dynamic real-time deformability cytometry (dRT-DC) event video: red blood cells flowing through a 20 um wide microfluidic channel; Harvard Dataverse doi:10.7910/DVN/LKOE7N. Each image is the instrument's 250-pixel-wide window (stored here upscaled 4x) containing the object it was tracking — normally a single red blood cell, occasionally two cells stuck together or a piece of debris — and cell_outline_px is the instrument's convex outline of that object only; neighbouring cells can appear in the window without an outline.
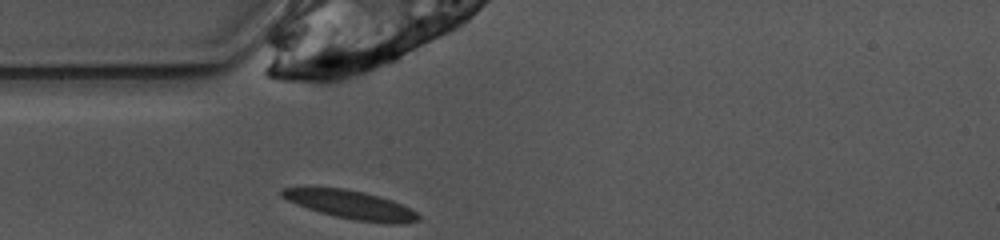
{"species": "common noctule bat (a hibernating species)", "species_latin": "Nyctalus noctula", "temperature_condition": "warm", "stored_images_in_passage": 26, "camera_frame_rate_fps": 3000, "um_per_image_px": 0.085, "animal": {"sex": "female", "body_mass_g": 10.0, "forearm_length_mm": 53.1}, "frame": {"image": 1, "passage_image": 1, "time_ms": 0.0, "image_size_px": [1000, 240], "cell_outline_px": [[420, 220], [408, 224], [384, 224], [356, 220], [336, 216], [320, 212], [308, 208], [288, 200], [280, 196], [280, 188], [308, 184], [344, 188], [364, 192], [380, 196], [392, 200], [416, 212], [420, 216]], "centroid_in_image_um": [29.75, 17.36], "position_along_channel_um": 55.3, "area_um2": 23.41}}
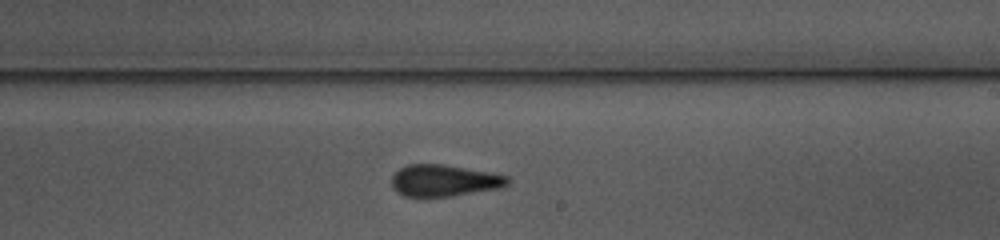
{"frame": {"image": 2, "passage_image": 16, "time_ms": 5.0, "image_size_px": [1000, 240], "cell_outline_px": [[512, 180], [504, 188], [452, 196], [404, 196], [396, 192], [392, 188], [392, 176], [400, 168], [408, 164], [440, 164], [508, 176]], "centroid_in_image_um": [37.76, 15.36], "position_along_channel_um": 251.2, "area_um2": 21.33}}
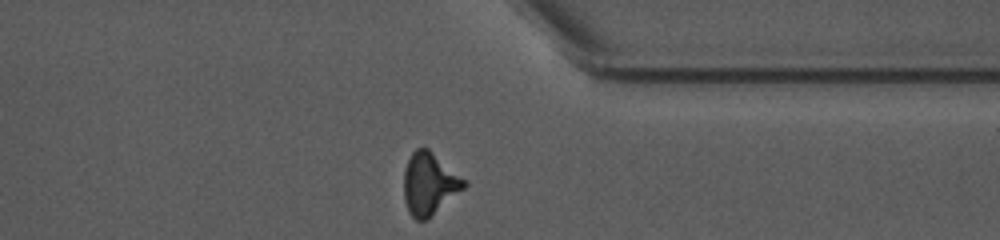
{"frame": {"image": 3, "passage_image": 26, "time_ms": 8.333, "image_size_px": [1000, 240], "cell_outline_px": [[468, 184], [464, 188], [424, 220], [416, 220], [408, 212], [404, 200], [404, 168], [412, 152], [416, 148], [428, 148], [464, 180]], "centroid_in_image_um": [36.44, 15.6], "position_along_channel_um": 375.0, "area_um2": 21.15}, "authors_computed_cell_mechanics": {"area_um2": 22.1663, "velocity_mm_per_s": 3.9215, "shape_relaxation_time_tau1_ms": 6.6789, "shape_relaxation_time_tau2_ms": 2.4983, "deformation_change_tau1": 0.199, "deformation_change_tau2": 0.0844}}